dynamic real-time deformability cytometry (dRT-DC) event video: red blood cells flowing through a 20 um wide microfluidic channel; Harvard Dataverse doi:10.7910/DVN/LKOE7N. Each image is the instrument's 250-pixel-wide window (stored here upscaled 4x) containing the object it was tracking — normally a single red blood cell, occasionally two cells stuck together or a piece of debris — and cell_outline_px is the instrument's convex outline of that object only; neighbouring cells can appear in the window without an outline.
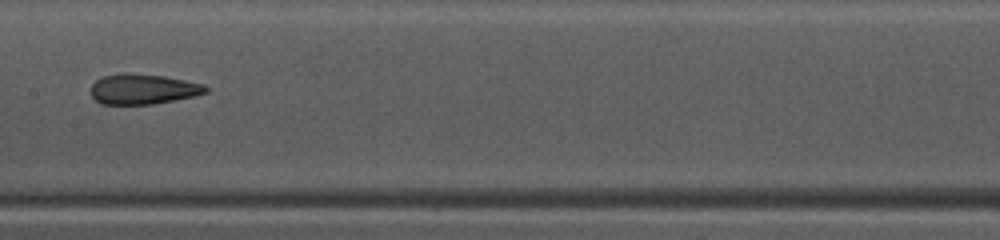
{"species": "common noctule bat (a hibernating species)", "species_latin": "Nyctalus noctula", "temperature_condition": "warm", "stored_images_in_passage": 29, "camera_frame_rate_fps": 3000, "um_per_image_px": 0.085, "animal": {"sex": "female", "body_mass_g": 10.0, "forearm_length_mm": 53.1}, "frame": {"image": 1, "passage_image": 17, "time_ms": 5.333, "image_size_px": [1000, 240], "cell_outline_px": [[208, 92], [196, 96], [152, 104], [100, 104], [92, 96], [92, 84], [96, 80], [104, 76], [124, 72], [164, 76], [204, 84], [208, 88]], "centroid_in_image_um": [12.18, 7.57], "position_along_channel_um": 195.2, "area_um2": 20.23}}